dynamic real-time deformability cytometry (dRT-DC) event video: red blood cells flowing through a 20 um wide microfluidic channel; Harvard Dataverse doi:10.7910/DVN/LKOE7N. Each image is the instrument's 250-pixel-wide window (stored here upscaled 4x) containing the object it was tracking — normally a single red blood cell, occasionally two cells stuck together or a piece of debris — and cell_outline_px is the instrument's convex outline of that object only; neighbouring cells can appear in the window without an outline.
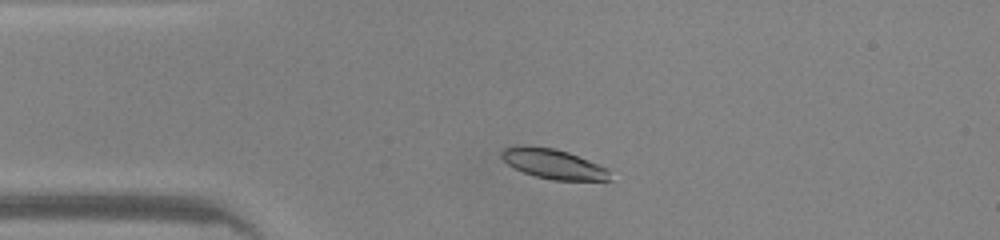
{"species": "common noctule bat (a hibernating species)", "species_latin": "Nyctalus noctula", "temperature_condition": "warm", "stored_images_in_passage": 38, "camera_frame_rate_fps": 3000, "um_per_image_px": 0.085, "animal": {"sex": "male", "body_mass_g": 20.0, "forearm_length_mm": 53.3}, "frame": {"image": 1, "passage_image": 1, "time_ms": 0.0, "image_size_px": [1000, 240], "cell_outline_px": [[612, 180], [552, 180], [536, 176], [524, 172], [508, 164], [500, 156], [500, 152], [504, 148], [552, 148], [568, 152], [608, 168]], "centroid_in_image_um": [47.11, 13.98], "position_along_channel_um": 37.9, "area_um2": 18.09}}
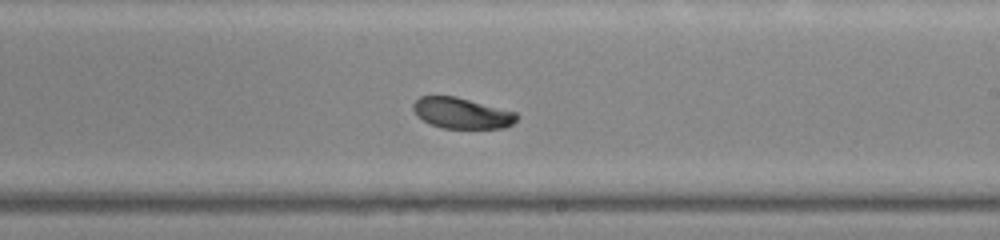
{"frame": {"image": 2, "passage_image": 18, "time_ms": 5.667, "image_size_px": [1000, 240], "cell_outline_px": [[520, 116], [512, 124], [504, 128], [444, 128], [432, 124], [416, 116], [412, 108], [412, 104], [420, 96], [456, 96], [516, 112]], "centroid_in_image_um": [39.25, 9.61], "position_along_channel_um": 249.7, "area_um2": 18.61}}
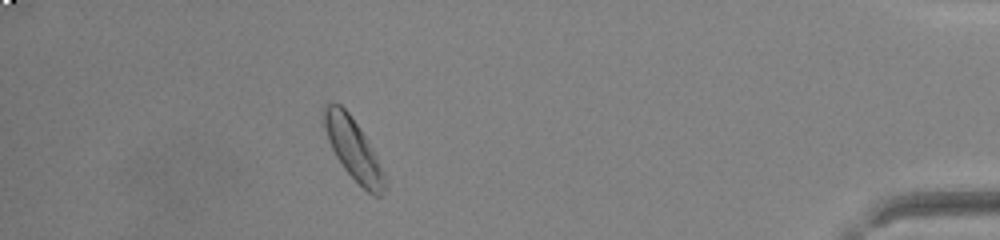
{"frame": {"image": 3, "passage_image": 33, "time_ms": 10.667, "image_size_px": [1000, 240], "cell_outline_px": [[388, 188], [380, 196], [372, 196], [344, 168], [336, 156], [328, 140], [324, 128], [320, 112], [324, 104], [340, 104], [348, 112], [372, 148], [388, 176]], "centroid_in_image_um": [30.06, 12.71], "position_along_channel_um": 405.1, "area_um2": 21.85}, "authors_computed_cell_mechanics": {"area_um2": 19.4497, "velocity_mm_per_s": 4.2075, "shape_relaxation_time_tau1_ms": 2.5325, "shape_relaxation_time_tau2_ms": null, "deformation_change_tau1": 0.0955, "deformation_change_tau2": null}}